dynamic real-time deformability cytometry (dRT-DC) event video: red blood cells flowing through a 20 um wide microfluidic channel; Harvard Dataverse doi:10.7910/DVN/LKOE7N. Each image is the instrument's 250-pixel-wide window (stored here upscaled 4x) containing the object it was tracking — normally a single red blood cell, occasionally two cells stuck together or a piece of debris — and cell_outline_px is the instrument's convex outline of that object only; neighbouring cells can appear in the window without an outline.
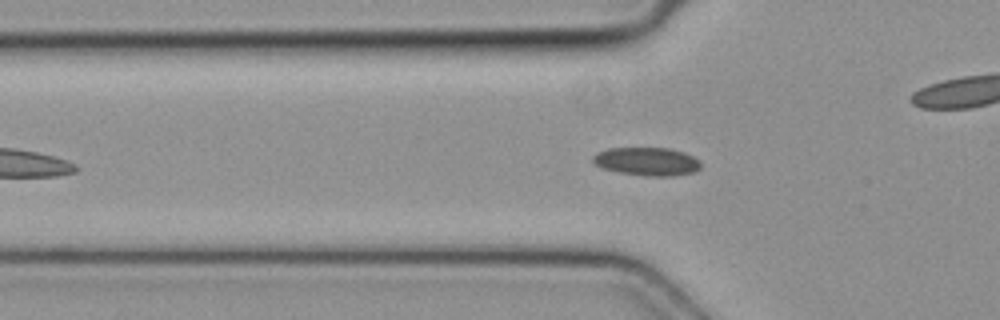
{"species": "common noctule bat (a hibernating species)", "species_latin": "Nyctalus noctula", "temperature_condition": "cold", "stored_images_in_passage": 9, "segment_of_instrument_passage": [1, 2], "camera_frame_rate_fps": 3000, "um_per_image_px": 0.085, "animal": {"sex": "female", "body_mass_g": 19.3, "forearm_length_mm": 54.1}, "frame": {"image": 1, "passage_image": 6, "time_ms": 1.667, "image_size_px": [1000, 320], "cell_outline_px": [[700, 168], [696, 172], [672, 176], [644, 176], [620, 172], [600, 168], [592, 160], [592, 156], [596, 152], [608, 148], [668, 148], [684, 152], [700, 160]], "centroid_in_image_um": [54.98, 13.72], "position_along_channel_um": 70.8, "area_um2": 17.92}}
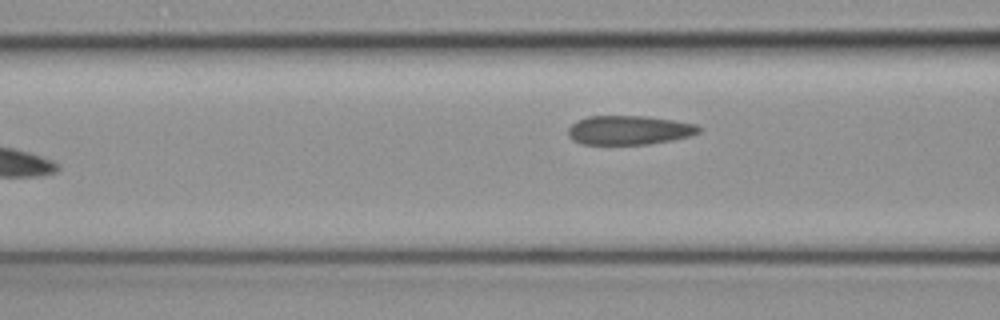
{"frame": {"image": 2, "passage_image": 8, "time_ms": 2.333, "image_size_px": [1000, 320], "cell_outline_px": [[704, 128], [700, 132], [688, 136], [672, 140], [648, 144], [584, 144], [572, 140], [568, 136], [568, 128], [576, 120], [588, 116], [648, 116], [696, 124]], "centroid_in_image_um": [53.47, 11.05], "position_along_channel_um": 113.1, "area_um2": 22.25}}